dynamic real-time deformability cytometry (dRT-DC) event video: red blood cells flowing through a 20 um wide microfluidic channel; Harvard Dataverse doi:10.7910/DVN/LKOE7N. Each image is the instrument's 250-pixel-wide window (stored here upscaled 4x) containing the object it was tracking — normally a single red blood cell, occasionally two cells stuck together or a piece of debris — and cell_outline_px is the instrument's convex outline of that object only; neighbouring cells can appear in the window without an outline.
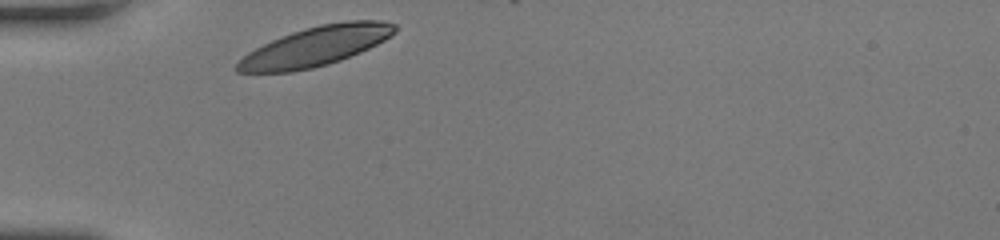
{"species": "human", "species_latin": "Homo sapiens", "temperature_condition": "room temperature", "stored_images_in_passage": 27, "camera_frame_rate_fps": 3000, "um_per_image_px": 0.085, "donor": {"sex": "female"}, "frame": {"image": 1, "passage_image": 1, "time_ms": 0.0, "image_size_px": [1000, 240], "cell_outline_px": [[396, 32], [392, 36], [360, 52], [340, 60], [328, 64], [312, 68], [292, 72], [236, 72], [232, 68], [248, 52], [272, 40], [292, 32], [304, 28], [320, 24], [348, 20], [380, 20], [396, 24]], "centroid_in_image_um": [26.83, 3.93], "position_along_channel_um": 58.2, "area_um2": 36.18}}
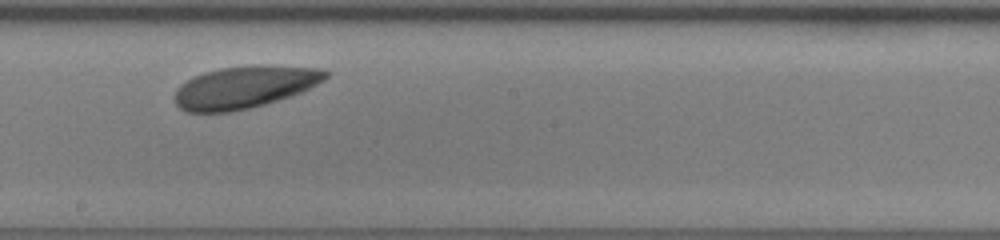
{"frame": {"image": 2, "passage_image": 15, "time_ms": 4.667, "image_size_px": [1000, 240], "cell_outline_px": [[328, 76], [324, 80], [292, 96], [264, 104], [232, 112], [184, 112], [176, 104], [172, 96], [176, 88], [180, 84], [192, 76], [204, 72], [220, 68], [256, 64], [264, 64], [320, 68], [328, 72]], "centroid_in_image_um": [20.74, 7.39], "position_along_channel_um": 227.5, "area_um2": 37.57}}
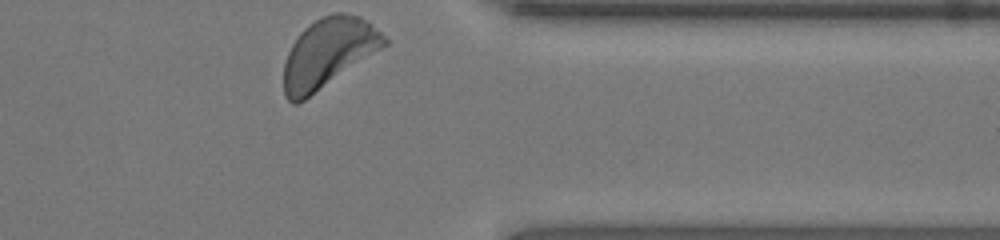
{"frame": {"image": 3, "passage_image": 27, "time_ms": 8.667, "image_size_px": [1000, 240], "cell_outline_px": [[388, 44], [304, 100], [296, 104], [292, 104], [284, 96], [284, 64], [288, 52], [292, 44], [300, 32], [308, 24], [332, 12], [344, 12], [360, 16], [368, 20], [388, 40]], "centroid_in_image_um": [27.89, 4.48], "position_along_channel_um": 383.5, "area_um2": 40.34}, "authors_computed_cell_mechanics": {"area_um2": 37.3966, "velocity_mm_per_s": 4.0168, "shape_relaxation_time_tau1_ms": 1.1089, "shape_relaxation_time_tau2_ms": null, "deformation_change_tau1": 0.0794, "deformation_change_tau2": null}}